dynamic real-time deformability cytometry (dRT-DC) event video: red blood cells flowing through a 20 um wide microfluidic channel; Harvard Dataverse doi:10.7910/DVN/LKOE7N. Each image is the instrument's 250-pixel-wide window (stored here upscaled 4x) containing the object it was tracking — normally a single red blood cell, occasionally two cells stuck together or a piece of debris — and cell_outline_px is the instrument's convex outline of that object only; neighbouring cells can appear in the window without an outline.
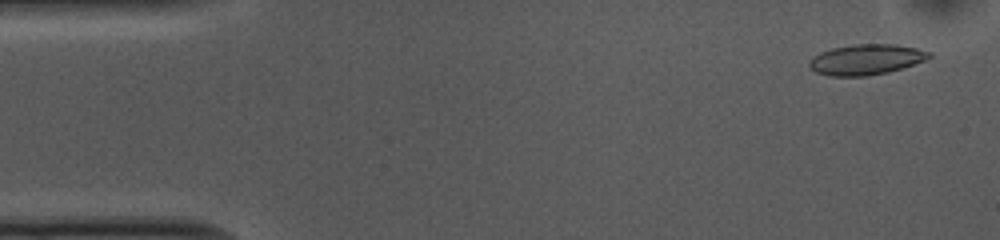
{"species": "common noctule bat (a hibernating species)", "species_latin": "Nyctalus noctula", "temperature_condition": "cold", "stored_images_in_passage": 52, "camera_frame_rate_fps": 3000, "um_per_image_px": 0.085, "animal": {"sex": "female", "body_mass_g": 10.0, "forearm_length_mm": 53.1}, "frame": {"image": 1, "passage_image": 2, "time_ms": 0.333, "image_size_px": [1000, 240], "cell_outline_px": [[932, 56], [924, 60], [888, 72], [864, 76], [828, 76], [816, 72], [808, 68], [808, 60], [812, 56], [820, 52], [832, 48], [852, 44], [896, 44], [916, 48], [932, 52]], "centroid_in_image_um": [73.55, 5.05], "position_along_channel_um": 11.4, "area_um2": 21.39}}
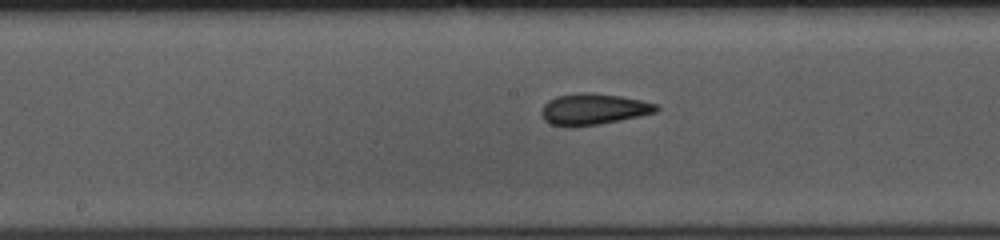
{"frame": {"image": 2, "passage_image": 25, "time_ms": 8.0, "image_size_px": [1000, 240], "cell_outline_px": [[660, 108], [656, 112], [620, 120], [600, 124], [572, 128], [564, 128], [552, 124], [544, 120], [540, 116], [540, 112], [544, 104], [548, 100], [556, 96], [580, 92], [592, 92], [620, 96], [640, 100], [656, 104]], "centroid_in_image_um": [50.37, 9.29], "position_along_channel_um": 197.8, "area_um2": 21.21}}
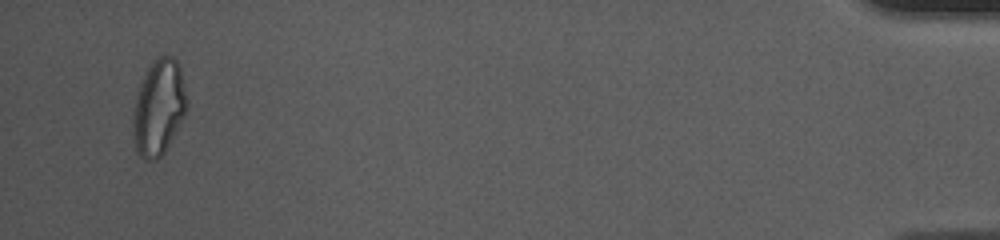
{"frame": {"image": 3, "passage_image": 50, "time_ms": 16.333, "image_size_px": [1000, 240], "cell_outline_px": [[188, 108], [164, 152], [156, 160], [144, 160], [136, 152], [132, 128], [132, 120], [136, 96], [140, 80], [152, 60], [160, 56], [172, 56], [180, 64], [188, 100]], "centroid_in_image_um": [13.49, 9.1], "position_along_channel_um": 421.7, "area_um2": 30.35}, "authors_computed_cell_mechanics": {"area_um2": 21.1259, "velocity_mm_per_s": 3.7216, "shape_relaxation_time_tau1_ms": 8.6585, "shape_relaxation_time_tau2_ms": 2.1103, "deformation_change_tau1": 0.1861, "deformation_change_tau2": 0.0766}}